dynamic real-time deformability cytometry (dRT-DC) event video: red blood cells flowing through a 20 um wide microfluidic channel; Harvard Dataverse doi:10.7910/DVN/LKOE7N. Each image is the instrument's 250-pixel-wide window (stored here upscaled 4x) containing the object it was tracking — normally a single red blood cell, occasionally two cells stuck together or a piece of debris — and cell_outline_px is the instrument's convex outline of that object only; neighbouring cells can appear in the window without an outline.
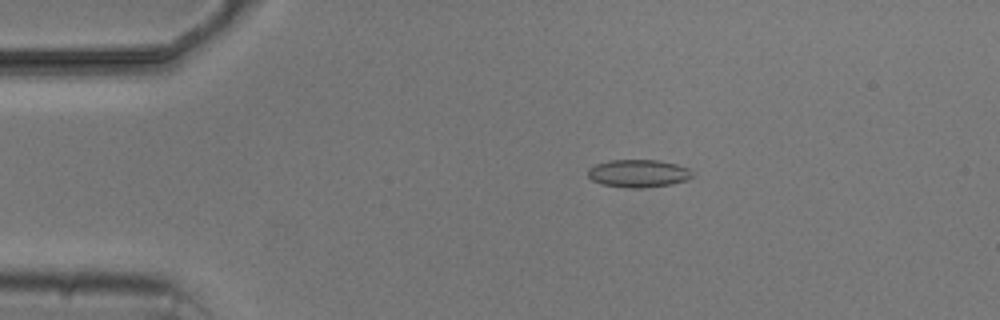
{"species": "common noctule bat (a hibernating species)", "species_latin": "Nyctalus noctula", "temperature_condition": "cold", "stored_images_in_passage": 6, "camera_frame_rate_fps": 3000, "um_per_image_px": 0.085, "animal": {"sex": "male", "body_mass_g": 20.5, "forearm_length_mm": 52.5}, "frame": {"image": 1, "passage_image": 3, "time_ms": 2.333, "image_size_px": [1000, 320], "cell_outline_px": [[696, 176], [688, 180], [672, 184], [640, 188], [632, 188], [600, 184], [592, 180], [588, 176], [588, 168], [596, 164], [608, 160], [660, 160], [676, 164], [688, 168]], "centroid_in_image_um": [54.28, 14.74], "position_along_channel_um": 30.7, "area_um2": 17.05}}
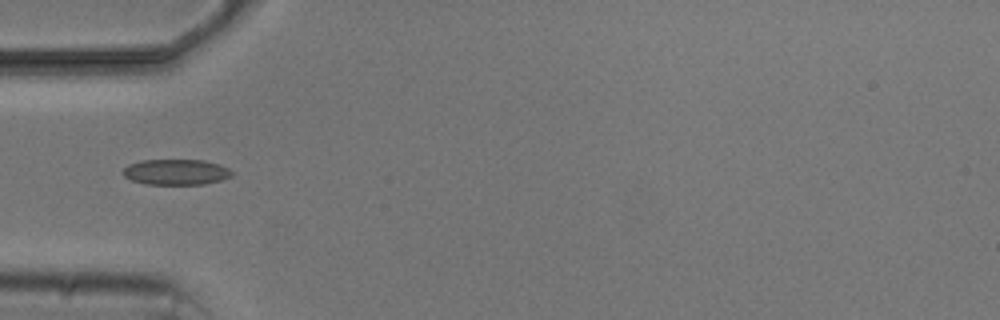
{"frame": {"image": 2, "passage_image": 5, "time_ms": 4.667, "image_size_px": [1000, 320], "cell_outline_px": [[232, 176], [220, 180], [204, 184], [144, 184], [132, 180], [124, 176], [120, 172], [128, 164], [140, 160], [204, 160], [220, 164], [228, 168], [232, 172]], "centroid_in_image_um": [14.93, 14.61], "position_along_channel_um": 70.1, "area_um2": 16.36}}
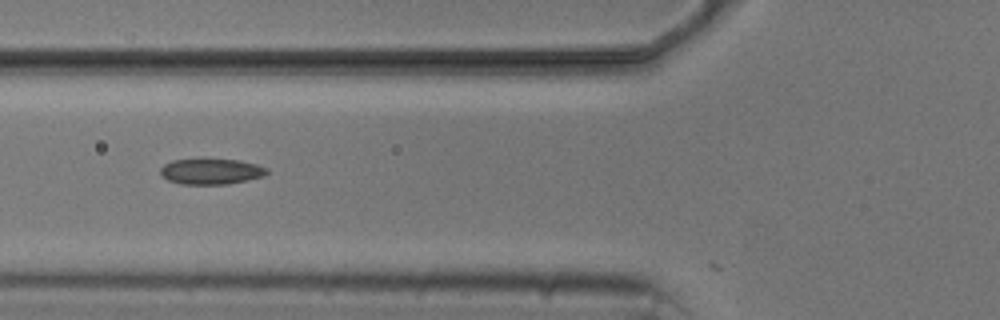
{"frame": {"image": 3, "passage_image": 6, "time_ms": 5.667, "image_size_px": [1000, 320], "cell_outline_px": [[268, 172], [264, 176], [228, 184], [180, 184], [168, 180], [160, 172], [160, 168], [164, 164], [172, 160], [204, 156], [240, 160], [256, 164], [268, 168]], "centroid_in_image_um": [17.93, 14.52], "position_along_channel_um": 107.9, "area_um2": 16.7}}